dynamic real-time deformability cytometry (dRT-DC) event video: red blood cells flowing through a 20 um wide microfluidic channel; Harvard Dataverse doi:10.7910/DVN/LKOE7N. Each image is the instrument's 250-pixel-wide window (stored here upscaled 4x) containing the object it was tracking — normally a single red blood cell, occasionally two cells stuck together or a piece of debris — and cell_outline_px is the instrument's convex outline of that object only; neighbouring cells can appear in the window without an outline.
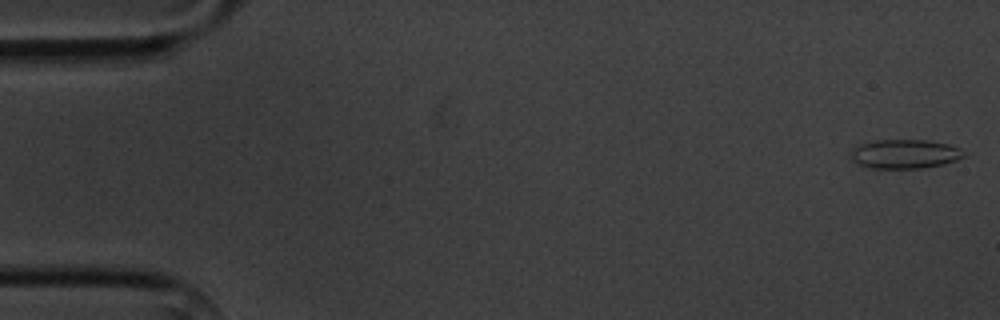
{"species": "common noctule bat (a hibernating species)", "species_latin": "Nyctalus noctula", "temperature_condition": "cold", "stored_images_in_passage": 5, "camera_frame_rate_fps": 3000, "um_per_image_px": 0.085, "animal": {"sex": "male", "body_mass_g": 20.1, "forearm_length_mm": 53.5}, "frame": {"image": 1, "passage_image": 1, "time_ms": 0.0, "image_size_px": [1000, 320], "cell_outline_px": [[968, 156], [944, 164], [924, 168], [872, 168], [860, 164], [852, 160], [848, 152], [852, 148], [860, 144], [876, 140], [928, 140], [948, 144], [960, 148]], "centroid_in_image_um": [76.92, 13.08], "position_along_channel_um": 8.1, "area_um2": 19.36}}